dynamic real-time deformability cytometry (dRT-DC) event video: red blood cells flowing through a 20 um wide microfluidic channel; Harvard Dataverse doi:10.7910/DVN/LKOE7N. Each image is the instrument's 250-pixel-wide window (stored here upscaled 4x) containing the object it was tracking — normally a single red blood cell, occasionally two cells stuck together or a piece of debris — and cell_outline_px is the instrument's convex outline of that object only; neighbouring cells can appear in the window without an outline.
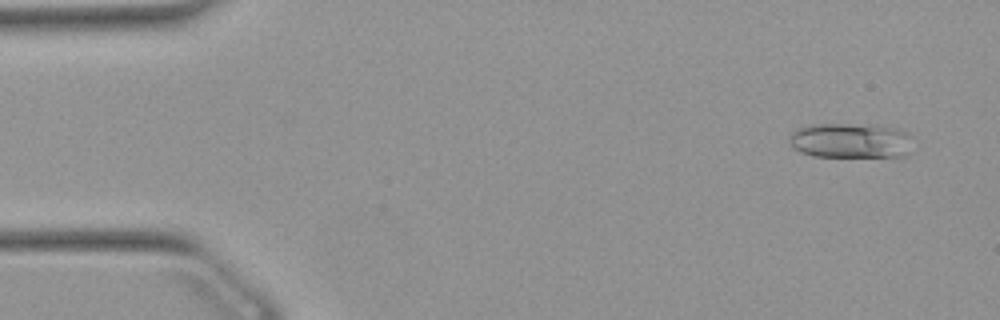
{"species": "Egyptian fruit bat (a non-hibernating species)", "species_latin": "Rousettus aegyptiacus", "temperature_condition": "warm", "stored_images_in_passage": 51, "camera_frame_rate_fps": 3000, "um_per_image_px": 0.085, "animal": {"sex": "female"}, "frame": {"image": 1, "passage_image": 3, "time_ms": 0.667, "image_size_px": [1000, 320], "cell_outline_px": [[912, 152], [908, 156], [812, 156], [800, 152], [792, 148], [788, 140], [788, 136], [796, 128], [812, 124], [872, 124], [896, 128], [904, 132], [908, 136]], "centroid_in_image_um": [72.25, 11.94], "position_along_channel_um": 12.7, "area_um2": 25.49}}
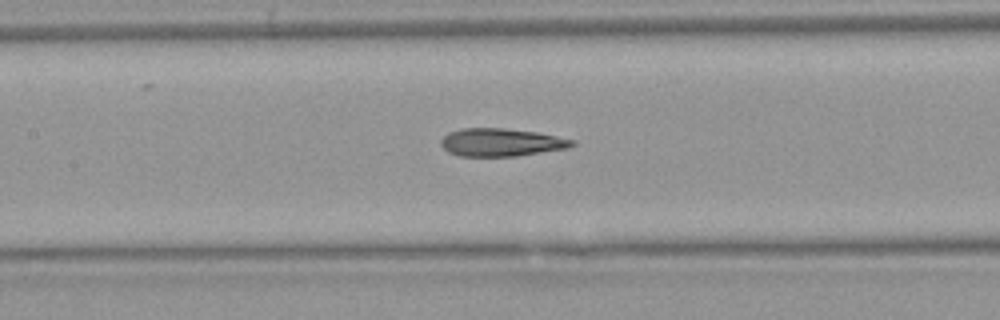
{"frame": {"image": 2, "passage_image": 23, "time_ms": 7.333, "image_size_px": [1000, 320], "cell_outline_px": [[576, 144], [568, 148], [516, 156], [460, 156], [448, 152], [440, 144], [440, 140], [448, 132], [460, 128], [504, 128], [536, 132], [576, 140]], "centroid_in_image_um": [42.59, 12.09], "position_along_channel_um": 164.8, "area_um2": 21.39}}
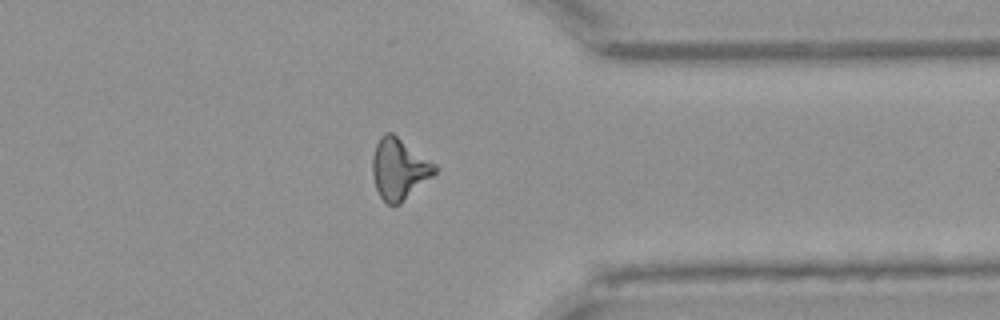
{"frame": {"image": 3, "passage_image": 40, "time_ms": 13.0, "image_size_px": [1000, 320], "cell_outline_px": [[440, 168], [432, 176], [400, 204], [388, 204], [380, 196], [376, 188], [372, 176], [372, 156], [376, 144], [380, 136], [384, 132], [392, 132], [436, 164]], "centroid_in_image_um": [33.92, 14.33], "position_along_channel_um": 377.5, "area_um2": 22.2}}